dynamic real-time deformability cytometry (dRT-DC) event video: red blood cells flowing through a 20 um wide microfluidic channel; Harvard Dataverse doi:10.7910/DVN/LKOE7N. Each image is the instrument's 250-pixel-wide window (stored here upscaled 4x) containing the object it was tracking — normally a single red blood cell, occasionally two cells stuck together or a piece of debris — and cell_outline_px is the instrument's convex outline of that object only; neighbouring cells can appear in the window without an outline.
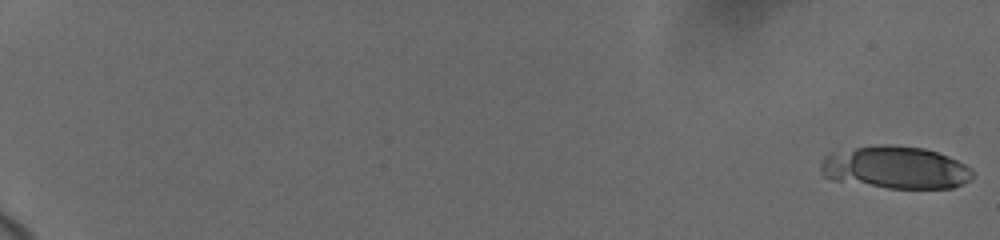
{"species": "human", "species_latin": "Homo sapiens", "temperature_condition": "cold", "stored_images_in_passage": 16, "camera_frame_rate_fps": 3000, "um_per_image_px": 0.085, "donor": {"sex": "female"}, "frame": {"image": 1, "passage_image": 1, "time_ms": 0.0, "image_size_px": [1000, 240], "cell_outline_px": [[976, 176], [964, 184], [952, 188], [888, 188], [832, 180], [824, 176], [820, 172], [820, 164], [824, 156], [828, 152], [880, 144], [892, 144], [924, 148], [948, 156], [972, 168]], "centroid_in_image_um": [76.11, 14.24], "position_along_channel_um": 8.9, "area_um2": 38.09}}
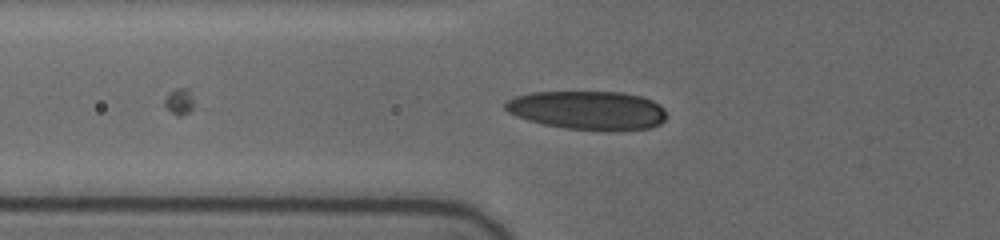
{"frame": {"image": 2, "passage_image": 15, "time_ms": 8.0, "image_size_px": [1000, 240], "cell_outline_px": [[664, 120], [660, 124], [648, 128], [604, 132], [564, 128], [544, 124], [528, 120], [516, 116], [508, 112], [504, 108], [504, 104], [508, 100], [516, 96], [532, 92], [620, 92], [640, 96], [652, 100], [660, 104], [664, 108]], "centroid_in_image_um": [49.96, 9.39], "position_along_channel_um": 75.8, "area_um2": 36.65}}